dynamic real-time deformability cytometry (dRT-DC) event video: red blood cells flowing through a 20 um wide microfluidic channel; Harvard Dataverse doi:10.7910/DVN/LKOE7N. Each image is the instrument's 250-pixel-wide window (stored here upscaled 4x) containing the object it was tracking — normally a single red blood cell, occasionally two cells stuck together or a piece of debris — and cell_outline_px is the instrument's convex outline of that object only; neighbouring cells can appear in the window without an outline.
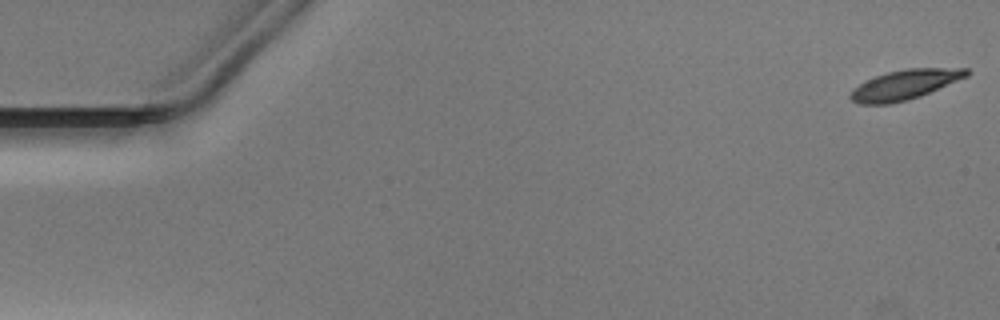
{"species": "Egyptian fruit bat (a non-hibernating species)", "species_latin": "Rousettus aegyptiacus", "temperature_condition": "warm", "stored_images_in_passage": 52, "camera_frame_rate_fps": 3000, "um_per_image_px": 0.085, "animal": {"sex": "male"}, "frame": {"image": 1, "passage_image": 1, "time_ms": 0.0, "image_size_px": [1000, 320], "cell_outline_px": [[972, 72], [968, 76], [920, 96], [908, 100], [888, 104], [860, 104], [852, 100], [848, 96], [852, 88], [864, 80], [888, 72], [908, 68], [968, 68]], "centroid_in_image_um": [76.89, 7.19], "position_along_channel_um": 8.1, "area_um2": 20.23}}
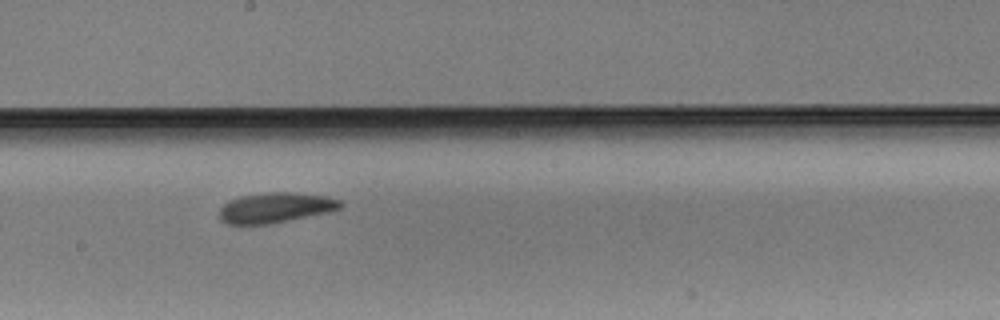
{"frame": {"image": 2, "passage_image": 29, "time_ms": 9.333, "image_size_px": [1000, 320], "cell_outline_px": [[344, 204], [340, 208], [328, 212], [272, 224], [224, 224], [216, 216], [220, 208], [228, 200], [240, 196], [268, 192], [296, 192], [324, 196], [340, 200]], "centroid_in_image_um": [23.36, 17.66], "position_along_channel_um": 224.8, "area_um2": 21.62}}
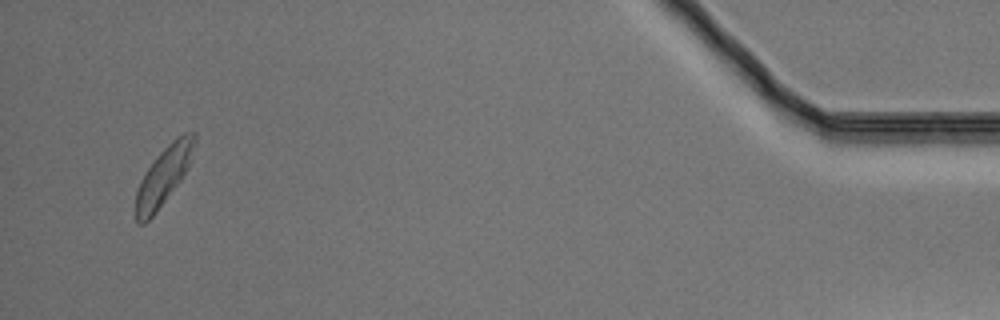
{"frame": {"image": 3, "passage_image": 50, "time_ms": 16.333, "image_size_px": [1000, 320], "cell_outline_px": [[196, 140], [192, 160], [188, 168], [180, 180], [156, 212], [144, 224], [136, 224], [136, 192], [140, 180], [156, 156], [172, 140], [184, 132], [196, 132]], "centroid_in_image_um": [13.93, 14.92], "position_along_channel_um": 421.3, "area_um2": 19.83}}